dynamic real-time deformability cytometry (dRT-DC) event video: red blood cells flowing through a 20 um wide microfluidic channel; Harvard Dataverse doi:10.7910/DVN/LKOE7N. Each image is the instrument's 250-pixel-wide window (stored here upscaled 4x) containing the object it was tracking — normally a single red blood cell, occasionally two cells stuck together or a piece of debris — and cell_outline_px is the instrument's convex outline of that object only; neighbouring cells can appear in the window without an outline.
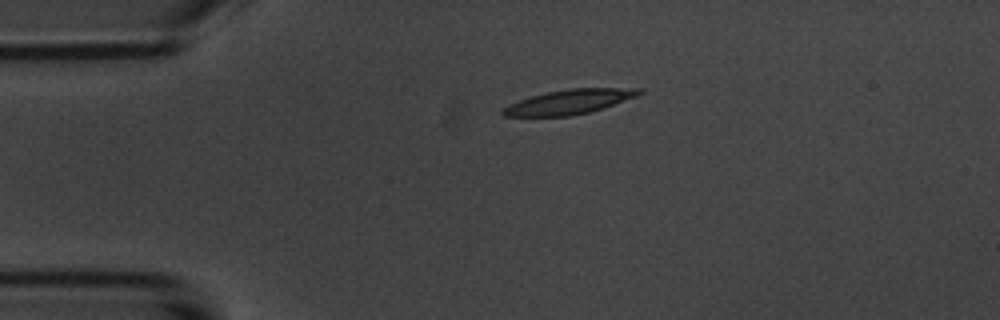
{"species": "common noctule bat (a hibernating species)", "species_latin": "Nyctalus noctula", "temperature_condition": "room temperature", "stored_images_in_passage": 2, "camera_frame_rate_fps": 3000, "um_per_image_px": 0.085, "animal": {"sex": "male", "body_mass_g": 20.1, "forearm_length_mm": 53.5}, "frame": {"image": 1, "passage_image": 1, "time_ms": 0.0, "image_size_px": [1000, 320], "cell_outline_px": [[644, 92], [636, 96], [588, 112], [568, 116], [504, 116], [500, 112], [508, 104], [532, 96], [548, 92], [568, 88], [640, 88]], "centroid_in_image_um": [48.35, 8.65], "position_along_channel_um": 36.6, "area_um2": 19.07}}